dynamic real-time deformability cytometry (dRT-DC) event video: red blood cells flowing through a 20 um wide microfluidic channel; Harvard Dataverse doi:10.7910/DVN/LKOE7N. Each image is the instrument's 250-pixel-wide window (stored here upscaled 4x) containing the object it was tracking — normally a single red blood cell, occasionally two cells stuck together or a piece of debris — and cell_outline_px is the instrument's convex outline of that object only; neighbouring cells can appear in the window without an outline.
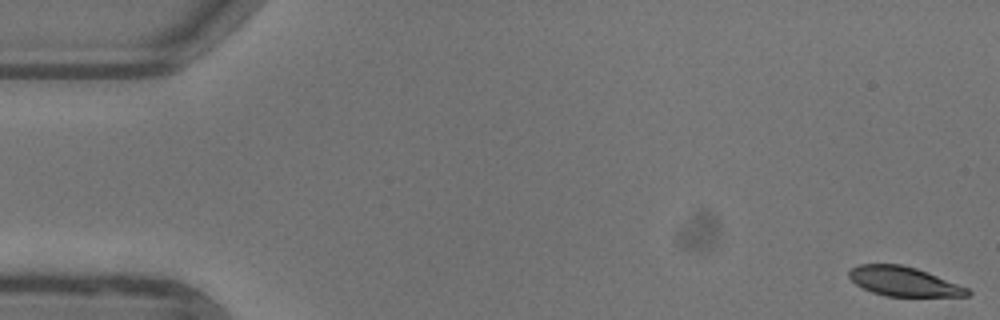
{"species": "common noctule bat (a hibernating species)", "species_latin": "Nyctalus noctula", "temperature_condition": "warm", "stored_images_in_passage": 8, "camera_frame_rate_fps": 3000, "um_per_image_px": 0.085, "animal": {"sex": "female"}, "frame": {"image": 1, "passage_image": 1, "time_ms": 0.0, "image_size_px": [1000, 320], "cell_outline_px": [[972, 292], [968, 296], [884, 296], [872, 292], [856, 284], [848, 276], [848, 272], [852, 268], [860, 264], [900, 264], [916, 268], [968, 288]], "centroid_in_image_um": [76.8, 23.92], "position_along_channel_um": 8.2, "area_um2": 20.06}}